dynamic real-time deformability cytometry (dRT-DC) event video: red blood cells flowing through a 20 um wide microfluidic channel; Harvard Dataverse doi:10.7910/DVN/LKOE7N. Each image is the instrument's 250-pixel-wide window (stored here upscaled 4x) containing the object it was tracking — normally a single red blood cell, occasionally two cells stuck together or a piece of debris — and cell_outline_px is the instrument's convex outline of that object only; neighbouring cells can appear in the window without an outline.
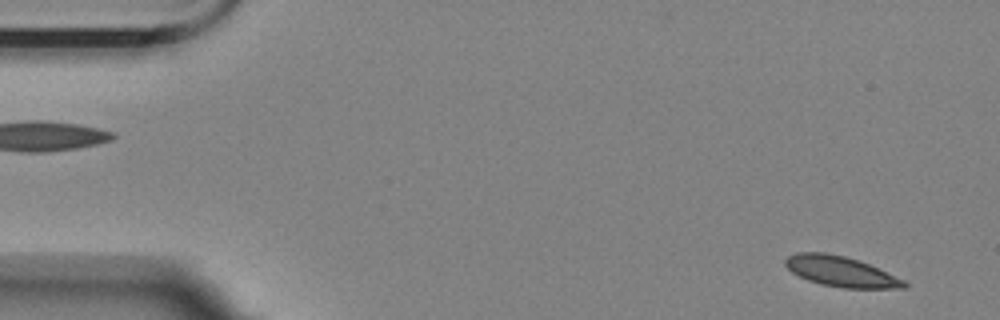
{"species": "Egyptian fruit bat (a non-hibernating species)", "species_latin": "Rousettus aegyptiacus", "temperature_condition": "room temperature", "stored_images_in_passage": 5, "camera_frame_rate_fps": 3000, "um_per_image_px": 0.085, "animal": {"sex": "female"}, "frame": {"image": 1, "passage_image": 1, "time_ms": 0.0, "image_size_px": [1000, 320], "cell_outline_px": [[908, 288], [840, 288], [820, 284], [808, 280], [792, 272], [784, 264], [784, 260], [788, 256], [796, 252], [824, 252], [844, 256], [860, 260], [904, 280], [908, 284]], "centroid_in_image_um": [71.46, 23.07], "position_along_channel_um": 13.5, "area_um2": 21.04}}